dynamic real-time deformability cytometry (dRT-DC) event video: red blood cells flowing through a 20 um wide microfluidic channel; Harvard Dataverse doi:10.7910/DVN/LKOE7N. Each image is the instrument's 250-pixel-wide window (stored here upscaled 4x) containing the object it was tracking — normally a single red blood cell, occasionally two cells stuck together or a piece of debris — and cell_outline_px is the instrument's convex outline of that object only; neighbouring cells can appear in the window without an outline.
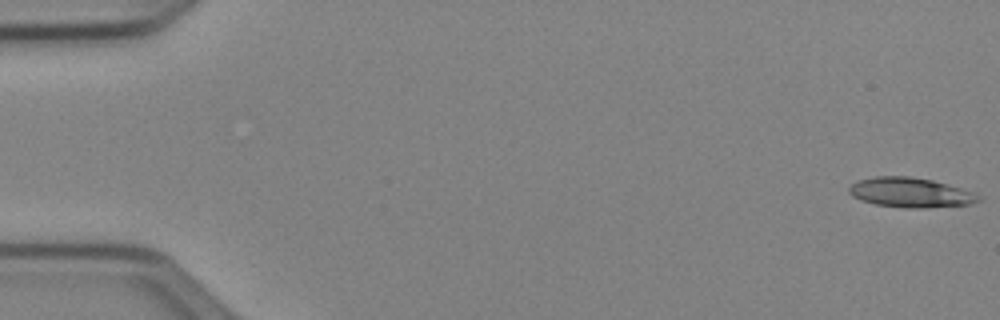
{"species": "Egyptian fruit bat (a non-hibernating species)", "species_latin": "Rousettus aegyptiacus", "temperature_condition": "cold", "stored_images_in_passage": 9, "camera_frame_rate_fps": 3000, "um_per_image_px": 0.085, "animal": {"sex": "female"}, "frame": {"image": 1, "passage_image": 1, "time_ms": 0.0, "image_size_px": [1000, 320], "cell_outline_px": [[984, 200], [968, 204], [924, 208], [908, 208], [876, 204], [860, 200], [852, 196], [848, 192], [848, 188], [856, 180], [876, 176], [908, 176], [932, 180], [960, 188], [972, 192], [980, 196]], "centroid_in_image_um": [77.36, 16.36], "position_along_channel_um": 7.6, "area_um2": 22.37}}